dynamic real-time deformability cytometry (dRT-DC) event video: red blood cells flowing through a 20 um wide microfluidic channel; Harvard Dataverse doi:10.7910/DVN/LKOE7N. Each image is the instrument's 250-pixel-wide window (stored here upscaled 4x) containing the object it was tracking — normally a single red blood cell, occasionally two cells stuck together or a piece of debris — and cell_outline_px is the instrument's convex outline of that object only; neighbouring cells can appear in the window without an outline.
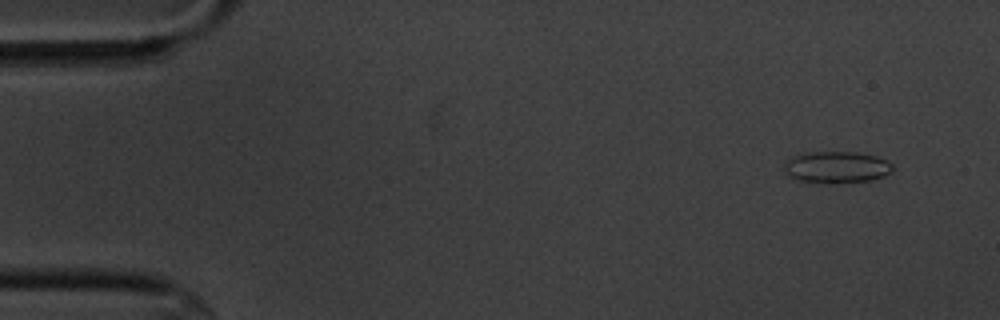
{"species": "common noctule bat (a hibernating species)", "species_latin": "Nyctalus noctula", "temperature_condition": "cold", "stored_images_in_passage": 16, "camera_frame_rate_fps": 3000, "um_per_image_px": 0.085, "animal": {"sex": "male", "body_mass_g": 20.1, "forearm_length_mm": 53.5}, "frame": {"image": 1, "passage_image": 1, "time_ms": 0.0, "image_size_px": [1000, 320], "cell_outline_px": [[892, 172], [884, 176], [872, 180], [836, 184], [820, 184], [796, 180], [788, 176], [784, 172], [784, 164], [792, 156], [808, 152], [856, 152], [876, 156], [892, 164]], "centroid_in_image_um": [71.07, 14.24], "position_along_channel_um": 13.9, "area_um2": 20.46}}
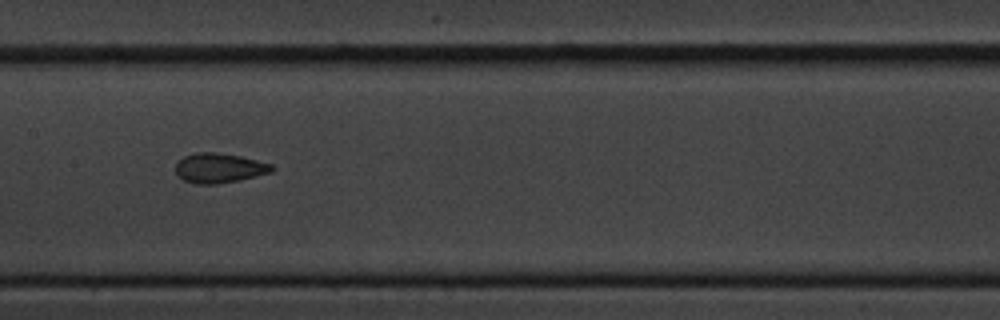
{"frame": {"image": 2, "passage_image": 8, "time_ms": 8.0, "image_size_px": [1000, 320], "cell_outline_px": [[276, 168], [272, 172], [240, 180], [216, 184], [196, 184], [184, 180], [176, 176], [176, 164], [184, 156], [196, 152], [216, 152], [240, 156], [272, 164]], "centroid_in_image_um": [18.64, 14.28], "position_along_channel_um": 188.8, "area_um2": 16.76}}
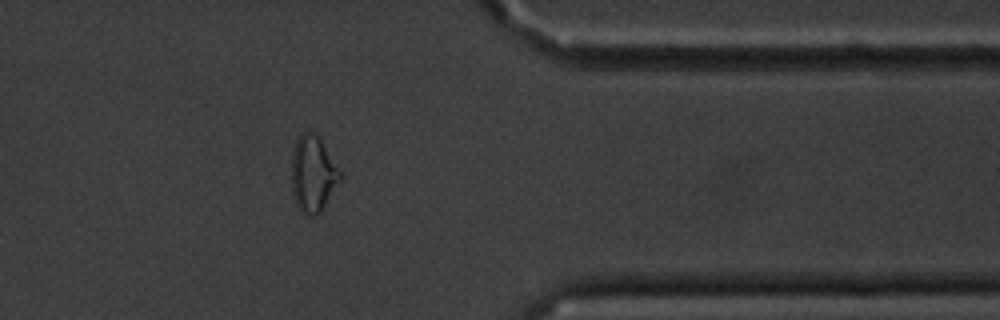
{"frame": {"image": 3, "passage_image": 13, "time_ms": 14.0, "image_size_px": [1000, 320], "cell_outline_px": [[344, 176], [320, 212], [316, 216], [304, 216], [300, 212], [296, 204], [292, 192], [292, 152], [296, 140], [304, 132], [312, 132], [320, 140]], "centroid_in_image_um": [26.6, 14.85], "position_along_channel_um": 384.8, "area_um2": 21.5}, "authors_computed_cell_mechanics": {"area_um2": 17.9758, "velocity_mm_per_s": 3.4886, "shape_relaxation_time_tau1_ms": 3.4264, "shape_relaxation_time_tau2_ms": 2.3584, "deformation_change_tau1": 0.0867, "deformation_change_tau2": 0.0536}}